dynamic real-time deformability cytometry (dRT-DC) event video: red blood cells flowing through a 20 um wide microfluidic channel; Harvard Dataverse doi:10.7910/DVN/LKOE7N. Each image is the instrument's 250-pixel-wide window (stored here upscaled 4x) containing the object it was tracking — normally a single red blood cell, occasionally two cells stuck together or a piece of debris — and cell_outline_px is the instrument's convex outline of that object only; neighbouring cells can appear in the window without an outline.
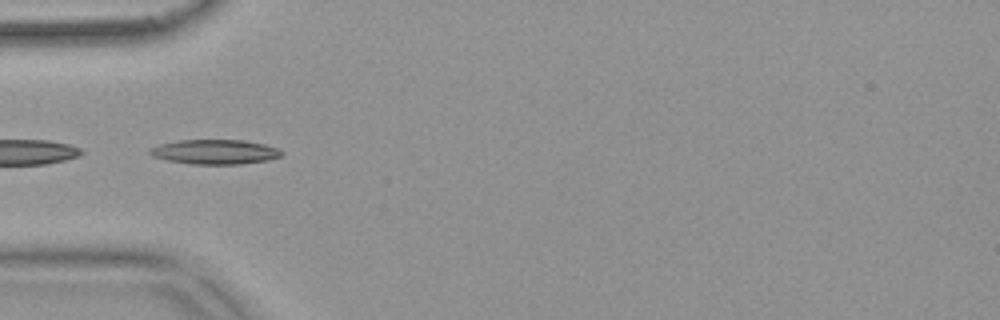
{"species": "common noctule bat (a hibernating species)", "species_latin": "Nyctalus noctula", "temperature_condition": "warm", "stored_images_in_passage": 22, "segment_of_instrument_passage": [2, 2], "camera_frame_rate_fps": 3000, "um_per_image_px": 0.085, "animal": {"sex": "female", "body_mass_g": 18.4}, "frame": {"image": 1, "passage_image": 17, "time_ms": 5.333, "image_size_px": [1000, 320], "cell_outline_px": [[284, 152], [280, 156], [268, 160], [240, 164], [192, 164], [168, 160], [152, 156], [148, 152], [148, 148], [160, 144], [176, 140], [244, 140], [264, 144], [280, 148]], "centroid_in_image_um": [18.27, 12.9], "position_along_channel_um": 66.7, "area_um2": 19.02}}
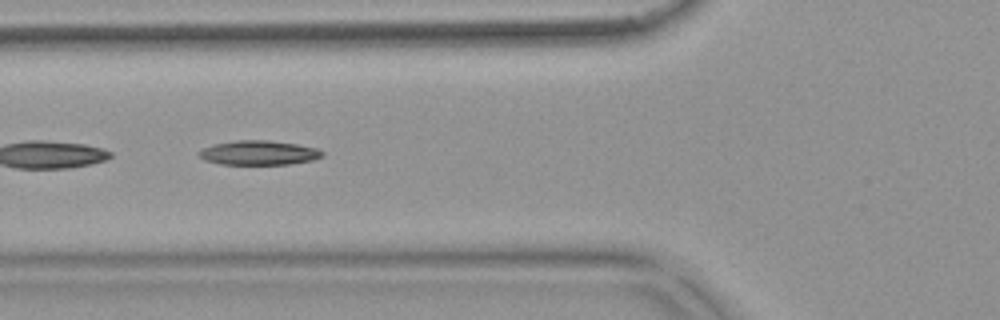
{"frame": {"image": 2, "passage_image": 20, "time_ms": 6.333, "image_size_px": [1000, 320], "cell_outline_px": [[324, 156], [312, 160], [288, 164], [220, 164], [204, 160], [196, 152], [204, 148], [216, 144], [236, 140], [268, 140], [296, 144], [316, 148], [324, 152]], "centroid_in_image_um": [22.0, 12.99], "position_along_channel_um": 103.8, "area_um2": 17.4}}